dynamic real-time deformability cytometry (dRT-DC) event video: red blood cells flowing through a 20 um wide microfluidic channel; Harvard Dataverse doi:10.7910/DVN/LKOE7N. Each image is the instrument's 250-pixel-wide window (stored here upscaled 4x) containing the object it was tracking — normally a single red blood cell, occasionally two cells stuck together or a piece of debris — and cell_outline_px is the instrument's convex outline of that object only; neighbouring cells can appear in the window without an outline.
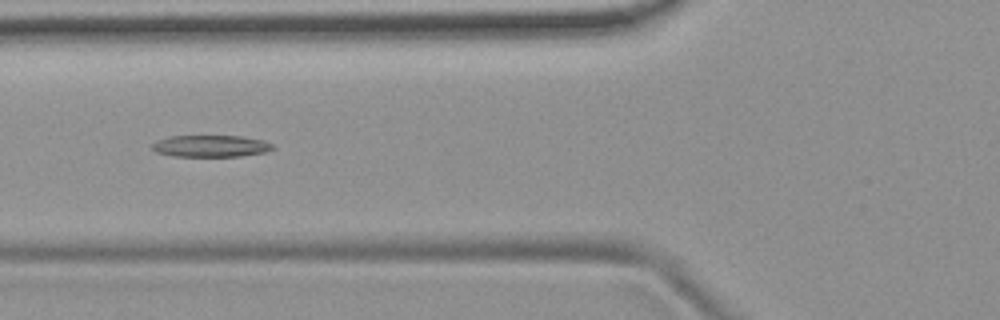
{"species": "common noctule bat (a hibernating species)", "species_latin": "Nyctalus noctula", "temperature_condition": "room temperature", "stored_images_in_passage": 39, "camera_frame_rate_fps": 3000, "um_per_image_px": 0.085, "animal": {"sex": "female", "body_mass_g": 19.9}, "frame": {"image": 1, "passage_image": 6, "time_ms": 1.667, "image_size_px": [1000, 320], "cell_outline_px": [[276, 148], [264, 152], [240, 156], [172, 156], [156, 152], [152, 148], [152, 144], [156, 140], [168, 136], [244, 136], [264, 140], [272, 144]], "centroid_in_image_um": [17.91, 12.41], "position_along_channel_um": 107.9, "area_um2": 15.37}}
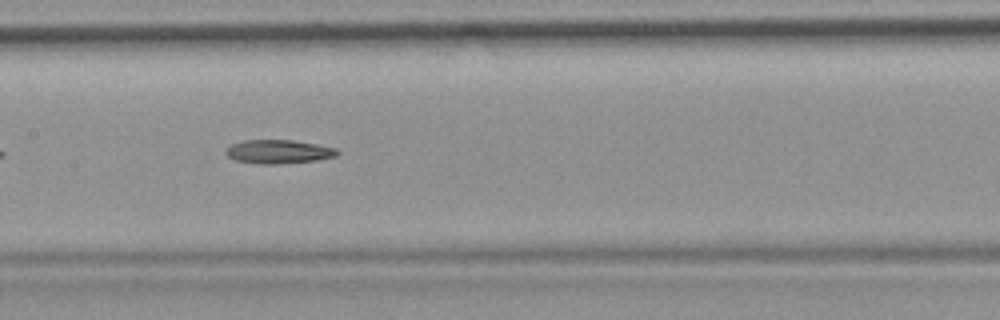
{"frame": {"image": 2, "passage_image": 12, "time_ms": 3.667, "image_size_px": [1000, 320], "cell_outline_px": [[340, 152], [336, 156], [316, 160], [280, 164], [260, 164], [236, 160], [228, 156], [224, 152], [232, 144], [244, 140], [292, 140], [316, 144], [336, 148]], "centroid_in_image_um": [23.69, 12.89], "position_along_channel_um": 183.7, "area_um2": 15.32}}